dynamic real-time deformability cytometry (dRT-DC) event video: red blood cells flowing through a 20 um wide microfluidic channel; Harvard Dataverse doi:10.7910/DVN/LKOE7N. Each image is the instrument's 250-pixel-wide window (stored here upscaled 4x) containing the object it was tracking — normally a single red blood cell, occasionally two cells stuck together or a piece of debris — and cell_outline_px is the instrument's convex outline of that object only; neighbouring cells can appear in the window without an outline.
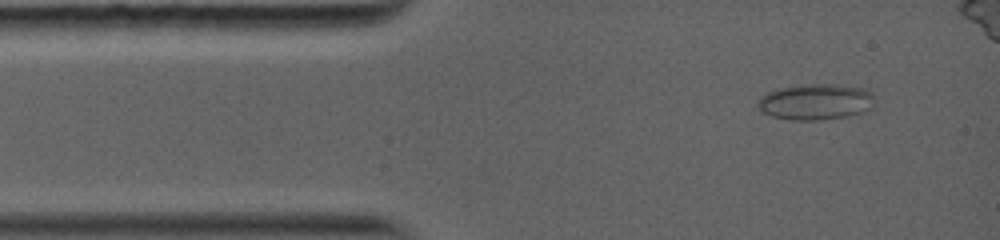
{"species": "common noctule bat (a hibernating species)", "species_latin": "Nyctalus noctula", "temperature_condition": "warm", "stored_images_in_passage": 30, "camera_frame_rate_fps": 5000, "um_per_image_px": 0.085, "animal": {"sex": "female", "body_mass_g": 19.0, "forearm_length_mm": 56.7}, "frame": {"image": 1, "passage_image": 2, "time_ms": 0.4, "image_size_px": [1000, 240], "cell_outline_px": [[872, 100], [868, 108], [860, 112], [848, 116], [820, 120], [792, 120], [772, 116], [764, 112], [756, 104], [760, 96], [768, 92], [780, 88], [812, 84], [836, 84], [868, 88], [872, 96]], "centroid_in_image_um": [69.3, 8.65], "position_along_channel_um": 15.7, "area_um2": 24.16}}
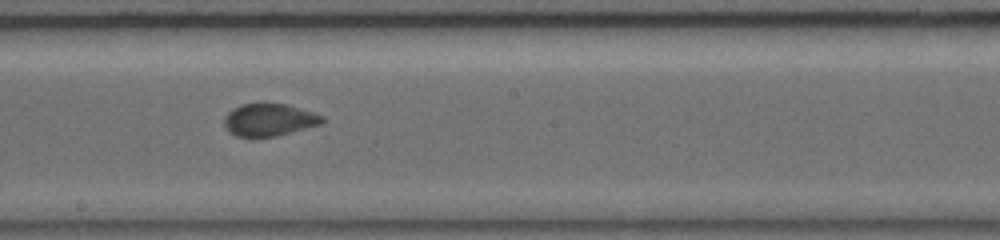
{"frame": {"image": 2, "passage_image": 16, "time_ms": 6.6, "image_size_px": [1000, 240], "cell_outline_px": [[324, 120], [320, 124], [276, 136], [236, 136], [228, 132], [224, 124], [224, 116], [232, 108], [240, 104], [284, 104], [312, 112], [324, 116]], "centroid_in_image_um": [22.83, 10.18], "position_along_channel_um": 225.4, "area_um2": 18.21}}
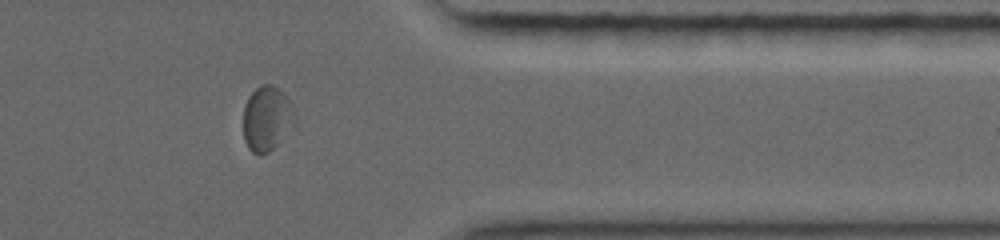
{"frame": {"image": 3, "passage_image": 26, "time_ms": 10.8, "image_size_px": [1000, 240], "cell_outline_px": [[296, 124], [268, 152], [260, 156], [252, 152], [248, 148], [244, 140], [244, 104], [248, 96], [260, 84], [272, 84], [284, 92], [296, 116]], "centroid_in_image_um": [22.68, 10.06], "position_along_channel_um": 388.7, "area_um2": 19.59}}